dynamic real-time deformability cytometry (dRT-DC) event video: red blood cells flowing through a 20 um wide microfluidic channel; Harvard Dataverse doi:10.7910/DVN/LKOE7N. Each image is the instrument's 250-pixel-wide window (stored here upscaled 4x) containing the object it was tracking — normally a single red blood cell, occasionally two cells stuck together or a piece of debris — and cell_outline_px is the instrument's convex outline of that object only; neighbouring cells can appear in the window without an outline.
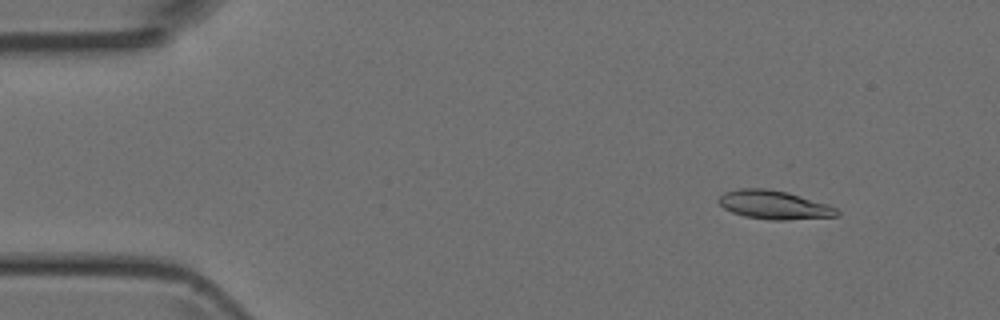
{"species": "Egyptian fruit bat (a non-hibernating species)", "species_latin": "Rousettus aegyptiacus", "temperature_condition": "room temperature", "stored_images_in_passage": 48, "camera_frame_rate_fps": 3000, "um_per_image_px": 0.085, "animal": {"sex": "female"}, "frame": {"image": 1, "passage_image": 6, "time_ms": 1.667, "image_size_px": [1000, 320], "cell_outline_px": [[840, 216], [788, 220], [768, 220], [744, 216], [732, 212], [724, 208], [716, 200], [724, 192], [740, 188], [764, 188], [788, 192], [828, 204], [836, 208], [840, 212]], "centroid_in_image_um": [65.81, 17.42], "position_along_channel_um": 19.2, "area_um2": 19.94}}
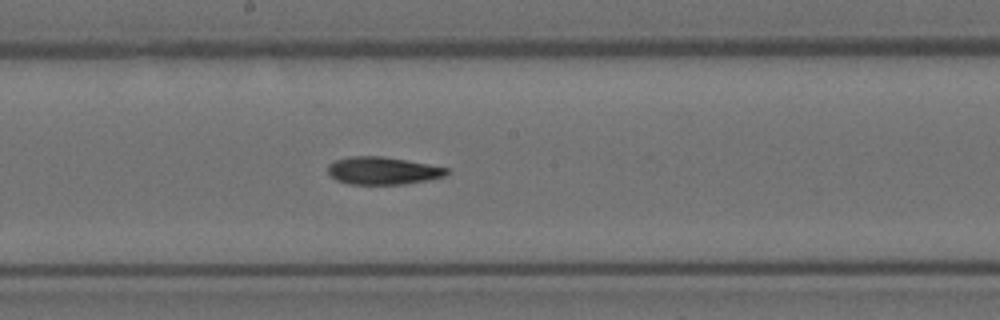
{"frame": {"image": 2, "passage_image": 26, "time_ms": 8.333, "image_size_px": [1000, 320], "cell_outline_px": [[448, 172], [444, 176], [428, 180], [404, 184], [348, 184], [336, 180], [328, 172], [328, 164], [336, 160], [348, 156], [380, 156], [428, 164], [448, 168]], "centroid_in_image_um": [32.51, 14.51], "position_along_channel_um": 215.7, "area_um2": 18.96}}
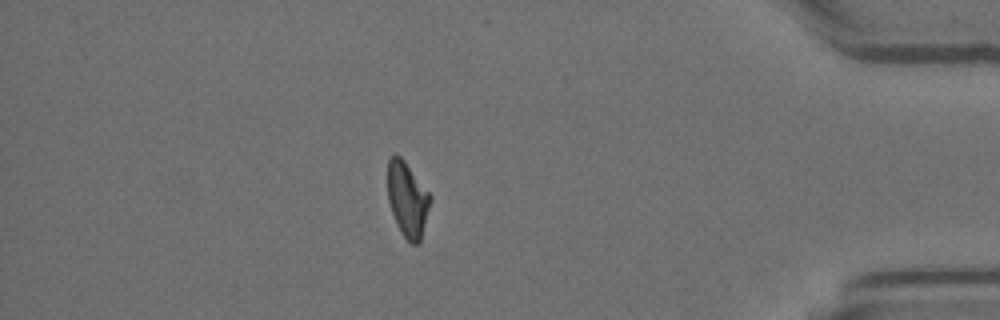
{"frame": {"image": 3, "passage_image": 42, "time_ms": 13.667, "image_size_px": [1000, 320], "cell_outline_px": [[432, 200], [420, 244], [412, 244], [400, 232], [396, 224], [388, 200], [388, 160], [396, 152], [404, 160], [432, 196]], "centroid_in_image_um": [34.65, 16.96], "position_along_channel_um": 400.5, "area_um2": 18.79}}